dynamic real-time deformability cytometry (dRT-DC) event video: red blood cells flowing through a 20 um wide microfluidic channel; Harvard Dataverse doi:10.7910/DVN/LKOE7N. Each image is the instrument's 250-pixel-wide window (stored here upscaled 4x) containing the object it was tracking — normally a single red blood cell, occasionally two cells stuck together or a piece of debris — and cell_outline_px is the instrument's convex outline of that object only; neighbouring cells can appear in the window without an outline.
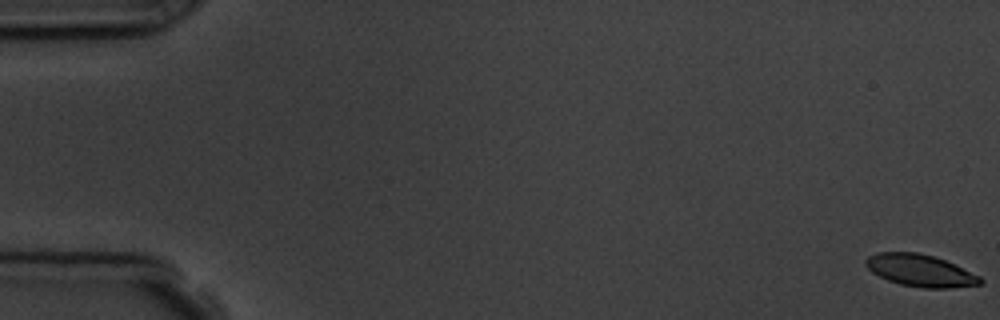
{"species": "common noctule bat (a hibernating species)", "species_latin": "Nyctalus noctula", "temperature_condition": "room temperature", "stored_images_in_passage": 5, "camera_frame_rate_fps": 3000, "um_per_image_px": 0.085, "animal": {"sex": "male", "body_mass_g": 19.5, "forearm_length_mm": 54.6}, "frame": {"image": 1, "passage_image": 1, "time_ms": 0.0, "image_size_px": [1000, 320], "cell_outline_px": [[984, 284], [948, 288], [924, 288], [900, 284], [888, 280], [872, 272], [864, 264], [864, 260], [868, 256], [876, 252], [916, 252], [932, 256], [944, 260], [980, 276], [984, 280]], "centroid_in_image_um": [78.21, 22.99], "position_along_channel_um": 6.8, "area_um2": 21.33}}
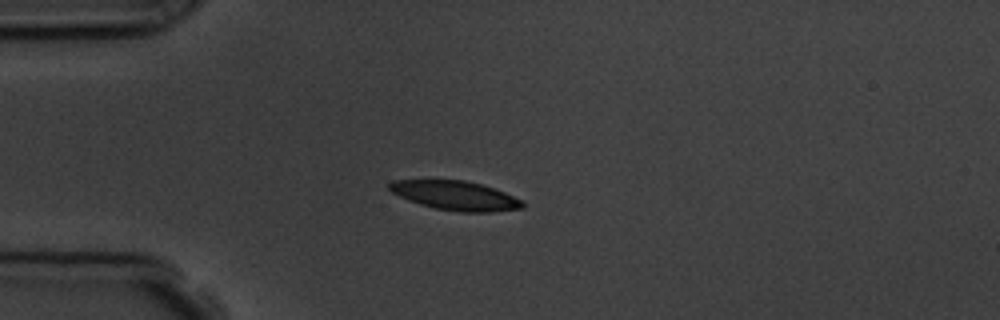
{"frame": {"image": 2, "passage_image": 5, "time_ms": 4.667, "image_size_px": [1000, 320], "cell_outline_px": [[524, 208], [492, 212], [460, 212], [436, 208], [420, 204], [408, 200], [392, 192], [388, 188], [388, 184], [392, 180], [464, 180], [480, 184], [504, 192], [520, 200], [524, 204]], "centroid_in_image_um": [38.69, 16.62], "position_along_channel_um": 46.3, "area_um2": 22.43}}